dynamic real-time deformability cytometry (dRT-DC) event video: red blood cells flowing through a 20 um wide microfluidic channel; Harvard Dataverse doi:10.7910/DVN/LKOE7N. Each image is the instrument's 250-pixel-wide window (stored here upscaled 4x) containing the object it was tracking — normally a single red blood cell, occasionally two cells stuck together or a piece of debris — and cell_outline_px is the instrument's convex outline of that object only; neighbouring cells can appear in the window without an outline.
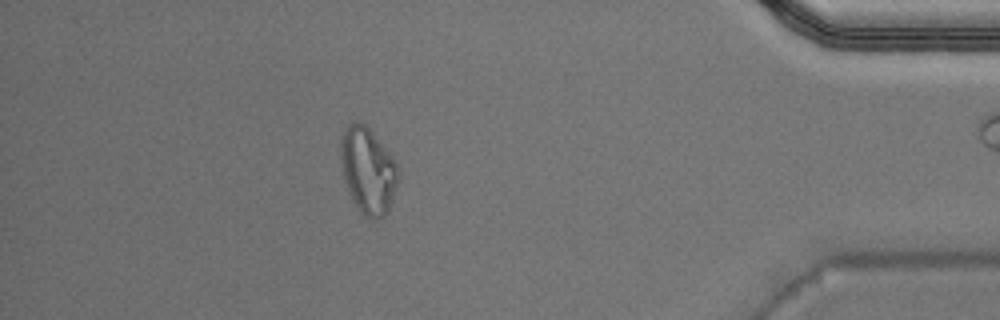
{"species": "Egyptian fruit bat (a non-hibernating species)", "species_latin": "Rousettus aegyptiacus", "temperature_condition": "warm", "stored_images_in_passage": 52, "camera_frame_rate_fps": 3000, "um_per_image_px": 0.085, "animal": {"sex": "male"}, "frame": {"image": 1, "passage_image": 45, "time_ms": 14.667, "image_size_px": [1000, 320], "cell_outline_px": [[400, 180], [388, 212], [384, 216], [376, 220], [372, 220], [364, 216], [360, 212], [352, 200], [344, 176], [340, 156], [340, 144], [344, 132], [348, 124], [356, 120], [364, 124], [372, 132], [392, 156], [400, 172]], "centroid_in_image_um": [31.31, 14.53], "position_along_channel_um": 403.9, "area_um2": 29.02}, "authors_computed_cell_mechanics": {"area_um2": 18.9295, "velocity_mm_per_s": 4.0456, "shape_relaxation_time_tau1_ms": null, "shape_relaxation_time_tau2_ms": 1.9834, "deformation_change_tau1": null, "deformation_change_tau2": 0.079}}